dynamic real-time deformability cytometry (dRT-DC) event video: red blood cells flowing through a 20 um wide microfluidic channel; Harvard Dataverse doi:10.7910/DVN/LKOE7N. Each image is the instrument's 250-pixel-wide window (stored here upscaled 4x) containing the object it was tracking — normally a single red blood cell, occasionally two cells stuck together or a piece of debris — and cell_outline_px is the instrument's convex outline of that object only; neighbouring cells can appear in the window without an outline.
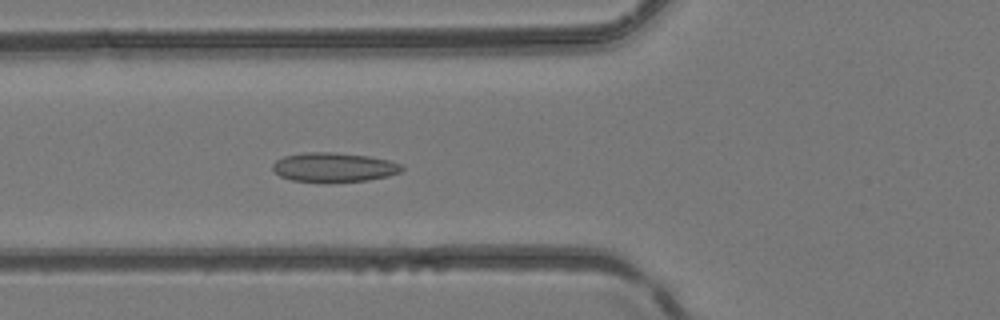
{"species": "common noctule bat (a hibernating species)", "species_latin": "Nyctalus noctula", "temperature_condition": "room temperature", "stored_images_in_passage": 49, "camera_frame_rate_fps": 3000, "um_per_image_px": 0.085, "animal": {"sex": "female", "body_mass_g": 24.6, "forearm_length_mm": 56.2}, "frame": {"image": 1, "passage_image": 19, "time_ms": 6.0, "image_size_px": [1000, 320], "cell_outline_px": [[404, 168], [400, 172], [388, 176], [368, 180], [328, 184], [324, 184], [292, 180], [280, 176], [272, 168], [272, 164], [276, 160], [284, 156], [304, 152], [332, 152], [368, 156], [388, 160], [400, 164]], "centroid_in_image_um": [28.35, 14.25], "position_along_channel_um": 97.4, "area_um2": 22.54}}
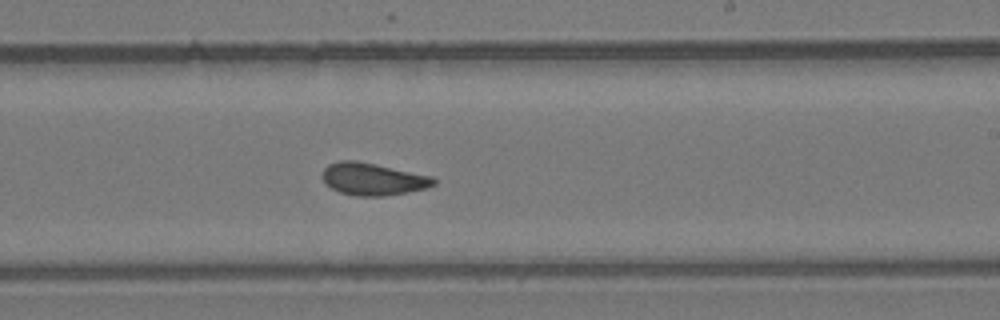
{"frame": {"image": 2, "passage_image": 30, "time_ms": 9.667, "image_size_px": [1000, 320], "cell_outline_px": [[436, 184], [424, 188], [384, 196], [356, 196], [340, 192], [324, 184], [320, 176], [324, 168], [328, 164], [340, 160], [356, 160], [376, 164], [432, 176], [436, 180]], "centroid_in_image_um": [31.63, 15.21], "position_along_channel_um": 257.4, "area_um2": 20.98}}
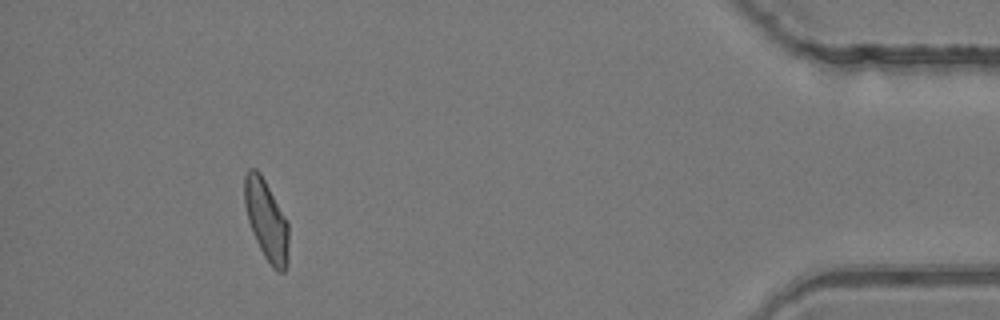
{"frame": {"image": 3, "passage_image": 45, "time_ms": 14.667, "image_size_px": [1000, 320], "cell_outline_px": [[288, 264], [284, 272], [276, 272], [272, 268], [264, 256], [252, 232], [248, 220], [244, 204], [244, 176], [248, 168], [256, 168], [260, 172], [288, 220]], "centroid_in_image_um": [22.65, 18.71], "position_along_channel_um": 412.6, "area_um2": 20.98}}